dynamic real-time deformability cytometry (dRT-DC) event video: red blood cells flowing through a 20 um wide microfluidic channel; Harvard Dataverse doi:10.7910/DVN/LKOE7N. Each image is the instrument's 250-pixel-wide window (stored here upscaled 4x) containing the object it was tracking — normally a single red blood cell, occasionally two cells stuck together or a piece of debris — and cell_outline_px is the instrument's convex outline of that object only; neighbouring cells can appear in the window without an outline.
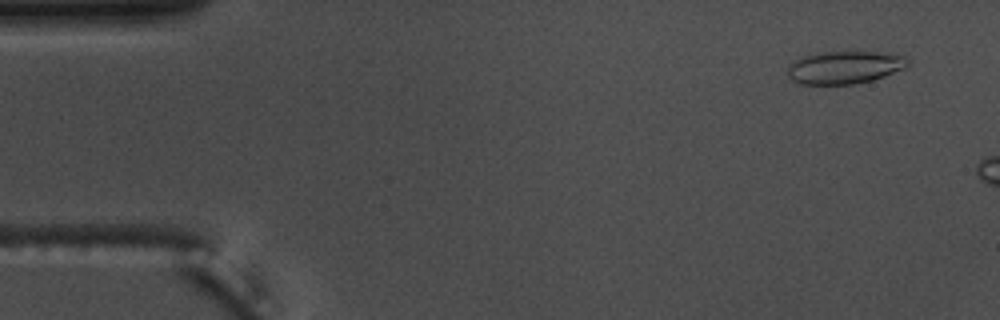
{"species": "common noctule bat (a hibernating species)", "species_latin": "Nyctalus noctula", "temperature_condition": "warm", "stored_images_in_passage": 10, "camera_frame_rate_fps": 3000, "um_per_image_px": 0.085, "animal": {"sex": "male", "body_mass_g": 17.5, "forearm_length_mm": 52.3}, "frame": {"image": 1, "passage_image": 4, "time_ms": 1.0, "image_size_px": [1000, 320], "cell_outline_px": [[908, 64], [904, 68], [884, 76], [872, 80], [852, 84], [800, 84], [792, 80], [788, 76], [788, 64], [792, 60], [804, 56], [820, 52], [888, 52], [904, 56], [908, 60]], "centroid_in_image_um": [71.76, 5.72], "position_along_channel_um": 13.2, "area_um2": 22.95}}